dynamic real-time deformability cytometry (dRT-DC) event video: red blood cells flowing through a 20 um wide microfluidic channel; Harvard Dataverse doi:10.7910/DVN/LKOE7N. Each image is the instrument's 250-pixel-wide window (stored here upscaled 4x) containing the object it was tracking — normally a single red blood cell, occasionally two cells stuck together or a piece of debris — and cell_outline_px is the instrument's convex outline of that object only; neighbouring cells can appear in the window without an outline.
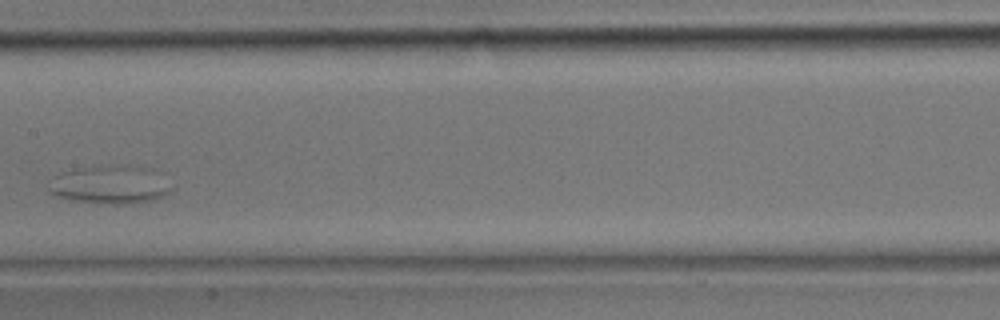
{"species": "common noctule bat (a hibernating species)", "species_latin": "Nyctalus noctula", "temperature_condition": "room temperature", "stored_images_in_passage": 29, "camera_frame_rate_fps": 3000, "um_per_image_px": 0.085, "animal": {"sex": "male", "body_mass_g": 17.9}, "frame": {"image": 1, "passage_image": 17, "time_ms": 5.333, "image_size_px": [1000, 320], "cell_outline_px": [[172, 188], [164, 196], [152, 200], [128, 204], [112, 204], [72, 200], [60, 196], [52, 192], [48, 188], [48, 180], [52, 176], [64, 172], [80, 168], [144, 168]], "centroid_in_image_um": [9.23, 15.77], "position_along_channel_um": 198.2, "area_um2": 25.55}}
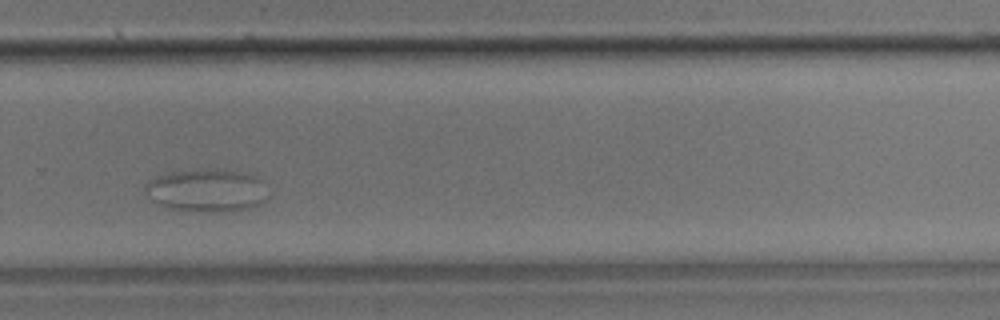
{"frame": {"image": 2, "passage_image": 23, "time_ms": 7.333, "image_size_px": [1000, 320], "cell_outline_px": [[264, 204], [252, 208], [228, 212], [200, 212], [168, 208], [156, 204], [144, 192], [144, 184], [148, 180], [156, 176], [172, 172], [216, 168], [228, 168], [244, 172], [256, 176], [264, 180]], "centroid_in_image_um": [17.57, 16.18], "position_along_channel_um": 312.2, "area_um2": 31.44}}